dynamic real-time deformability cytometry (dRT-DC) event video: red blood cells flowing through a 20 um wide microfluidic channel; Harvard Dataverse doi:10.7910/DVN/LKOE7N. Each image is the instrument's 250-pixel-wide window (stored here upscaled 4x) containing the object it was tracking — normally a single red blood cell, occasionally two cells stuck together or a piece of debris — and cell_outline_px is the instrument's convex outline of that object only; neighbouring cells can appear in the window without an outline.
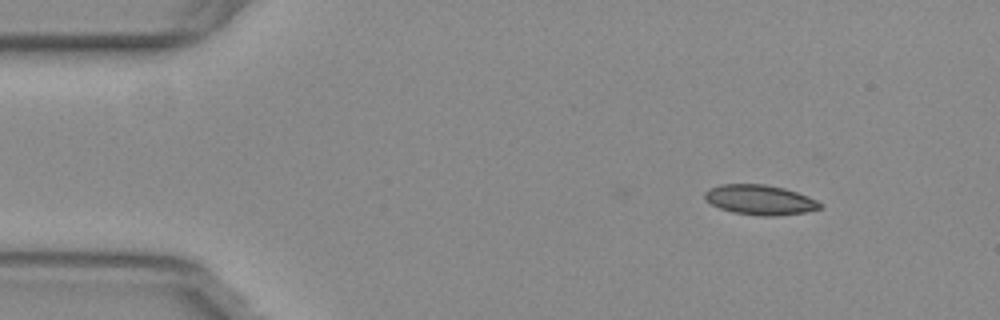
{"species": "common noctule bat (a hibernating species)", "species_latin": "Nyctalus noctula", "temperature_condition": "warm", "stored_images_in_passage": 3, "camera_frame_rate_fps": 3000, "um_per_image_px": 0.085, "animal": {"sex": "female", "body_mass_g": 29.2, "forearm_length_mm": 56.3}, "frame": {"image": 1, "passage_image": 1, "time_ms": 0.0, "image_size_px": [1000, 320], "cell_outline_px": [[824, 204], [820, 208], [804, 212], [776, 216], [760, 216], [732, 212], [720, 208], [704, 200], [704, 192], [720, 184], [764, 184], [784, 188], [808, 196]], "centroid_in_image_um": [64.59, 16.99], "position_along_channel_um": 20.4, "area_um2": 20.06}}